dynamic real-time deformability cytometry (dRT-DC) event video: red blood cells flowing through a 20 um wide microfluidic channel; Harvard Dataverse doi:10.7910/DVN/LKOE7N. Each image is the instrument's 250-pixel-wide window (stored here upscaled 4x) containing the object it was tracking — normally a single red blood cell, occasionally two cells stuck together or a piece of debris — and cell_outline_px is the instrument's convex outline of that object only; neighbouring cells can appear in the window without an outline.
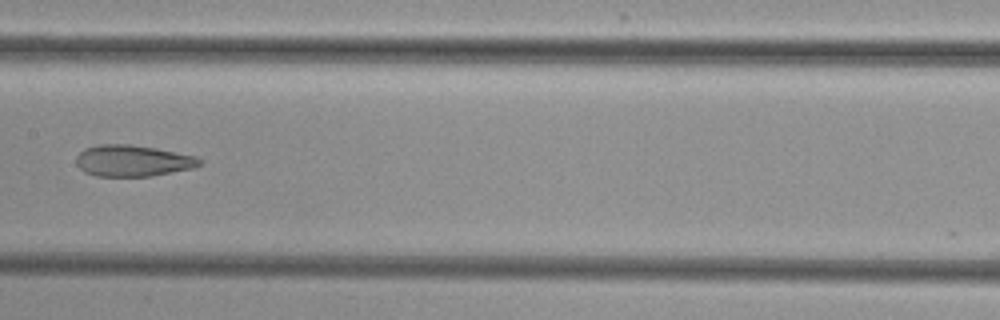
{"species": "common noctule bat (a hibernating species)", "species_latin": "Nyctalus noctula", "temperature_condition": "cold", "stored_images_in_passage": 8, "camera_frame_rate_fps": 3000, "um_per_image_px": 0.085, "animal": {"sex": "female", "body_mass_g": 29.2, "forearm_length_mm": 56.3}, "frame": {"image": 1, "passage_image": 7, "time_ms": 8.333, "image_size_px": [1000, 320], "cell_outline_px": [[200, 164], [192, 168], [148, 176], [96, 176], [84, 172], [76, 164], [76, 156], [84, 148], [100, 144], [132, 144], [156, 148], [196, 156], [200, 160]], "centroid_in_image_um": [11.23, 13.65], "position_along_channel_um": 196.2, "area_um2": 22.43}}
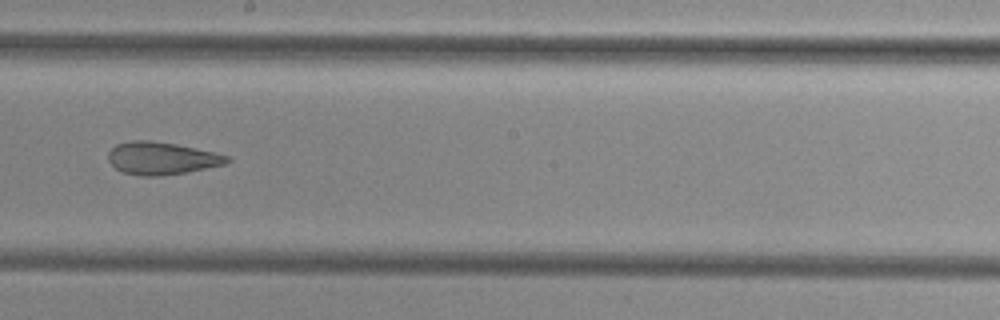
{"frame": {"image": 2, "passage_image": 8, "time_ms": 9.333, "image_size_px": [1000, 320], "cell_outline_px": [[232, 160], [224, 164], [188, 172], [160, 176], [140, 176], [124, 172], [116, 168], [108, 160], [108, 152], [116, 144], [128, 140], [148, 140], [176, 144], [216, 152], [228, 156]], "centroid_in_image_um": [13.74, 13.45], "position_along_channel_um": 234.5, "area_um2": 22.6}}